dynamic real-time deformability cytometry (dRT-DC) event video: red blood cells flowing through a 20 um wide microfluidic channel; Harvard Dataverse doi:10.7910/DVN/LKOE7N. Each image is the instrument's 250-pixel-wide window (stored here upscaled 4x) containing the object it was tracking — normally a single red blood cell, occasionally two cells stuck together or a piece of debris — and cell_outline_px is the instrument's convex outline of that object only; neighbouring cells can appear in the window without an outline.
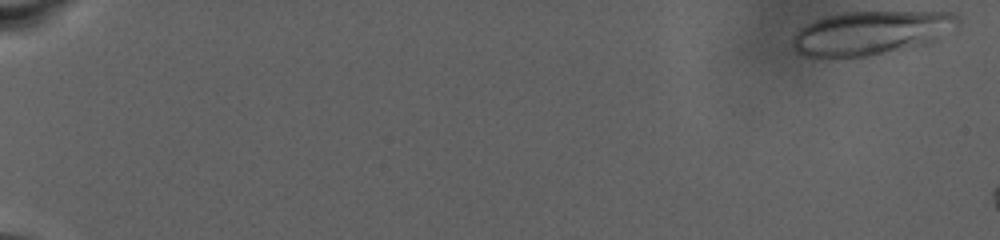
{"species": "human", "species_latin": "Homo sapiens", "temperature_condition": "warm", "stored_images_in_passage": 17, "camera_frame_rate_fps": 3000, "um_per_image_px": 0.085, "donor": {"sex": "male"}, "frame": {"image": 1, "passage_image": 1, "time_ms": 0.0, "image_size_px": [1000, 240], "cell_outline_px": [[960, 20], [956, 24], [928, 44], [864, 56], [828, 60], [804, 56], [796, 52], [792, 48], [792, 40], [796, 32], [800, 28], [816, 20], [828, 16], [844, 12], [956, 12]], "centroid_in_image_um": [73.93, 2.82], "position_along_channel_um": 11.1, "area_um2": 42.31}}